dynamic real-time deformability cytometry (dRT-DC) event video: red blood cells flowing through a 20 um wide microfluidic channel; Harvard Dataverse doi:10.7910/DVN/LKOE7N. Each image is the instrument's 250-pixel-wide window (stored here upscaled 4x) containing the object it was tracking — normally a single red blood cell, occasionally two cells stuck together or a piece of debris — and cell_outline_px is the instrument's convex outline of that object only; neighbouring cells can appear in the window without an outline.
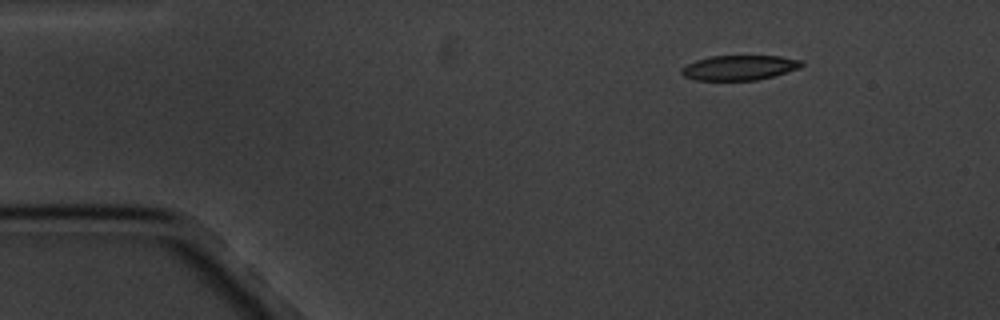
{"species": "common noctule bat (a hibernating species)", "species_latin": "Nyctalus noctula", "temperature_condition": "cold", "stored_images_in_passage": 3, "camera_frame_rate_fps": 3000, "um_per_image_px": 0.085, "animal": {"sex": "male", "body_mass_g": 20.1, "forearm_length_mm": 53.5}, "frame": {"image": 1, "passage_image": 1, "time_ms": 0.0, "image_size_px": [1000, 320], "cell_outline_px": [[804, 64], [800, 68], [772, 76], [756, 80], [696, 80], [684, 76], [680, 72], [680, 68], [696, 60], [712, 56], [780, 56], [800, 60]], "centroid_in_image_um": [62.82, 5.75], "position_along_channel_um": 22.2, "area_um2": 17.28}}